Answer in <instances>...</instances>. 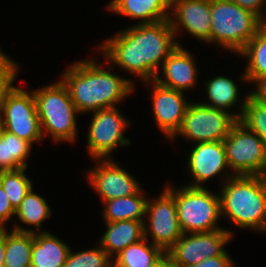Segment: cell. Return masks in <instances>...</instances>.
I'll return each mask as SVG.
<instances>
[{"label": "cell", "instance_id": "31", "mask_svg": "<svg viewBox=\"0 0 266 267\" xmlns=\"http://www.w3.org/2000/svg\"><path fill=\"white\" fill-rule=\"evenodd\" d=\"M19 63L8 56L0 47V104L7 95L16 87L17 76H19ZM15 82V83H14Z\"/></svg>", "mask_w": 266, "mask_h": 267}, {"label": "cell", "instance_id": "15", "mask_svg": "<svg viewBox=\"0 0 266 267\" xmlns=\"http://www.w3.org/2000/svg\"><path fill=\"white\" fill-rule=\"evenodd\" d=\"M143 86H149L153 117L157 127L169 141L176 135L182 126L190 99L184 96L185 92L166 88L156 81H144Z\"/></svg>", "mask_w": 266, "mask_h": 267}, {"label": "cell", "instance_id": "29", "mask_svg": "<svg viewBox=\"0 0 266 267\" xmlns=\"http://www.w3.org/2000/svg\"><path fill=\"white\" fill-rule=\"evenodd\" d=\"M247 129L256 133L264 142L266 141V104L248 97L238 120Z\"/></svg>", "mask_w": 266, "mask_h": 267}, {"label": "cell", "instance_id": "3", "mask_svg": "<svg viewBox=\"0 0 266 267\" xmlns=\"http://www.w3.org/2000/svg\"><path fill=\"white\" fill-rule=\"evenodd\" d=\"M220 186L222 218L235 229L266 233V196L260 176L234 175Z\"/></svg>", "mask_w": 266, "mask_h": 267}, {"label": "cell", "instance_id": "24", "mask_svg": "<svg viewBox=\"0 0 266 267\" xmlns=\"http://www.w3.org/2000/svg\"><path fill=\"white\" fill-rule=\"evenodd\" d=\"M244 62L247 60L244 71L238 80L243 83H253L266 76V32L262 29L254 35L246 44L245 48L238 54Z\"/></svg>", "mask_w": 266, "mask_h": 267}, {"label": "cell", "instance_id": "18", "mask_svg": "<svg viewBox=\"0 0 266 267\" xmlns=\"http://www.w3.org/2000/svg\"><path fill=\"white\" fill-rule=\"evenodd\" d=\"M203 82L204 86L201 87H204L207 101L205 99V102L199 99L197 101H201L200 103L210 107L225 110L239 120L246 101L250 96V91L245 93L244 97L242 96L240 99L239 84L229 76H223L221 74Z\"/></svg>", "mask_w": 266, "mask_h": 267}, {"label": "cell", "instance_id": "5", "mask_svg": "<svg viewBox=\"0 0 266 267\" xmlns=\"http://www.w3.org/2000/svg\"><path fill=\"white\" fill-rule=\"evenodd\" d=\"M261 30V18L231 0H211L210 46L238 55Z\"/></svg>", "mask_w": 266, "mask_h": 267}, {"label": "cell", "instance_id": "27", "mask_svg": "<svg viewBox=\"0 0 266 267\" xmlns=\"http://www.w3.org/2000/svg\"><path fill=\"white\" fill-rule=\"evenodd\" d=\"M10 230L6 228L4 267H31L34 233Z\"/></svg>", "mask_w": 266, "mask_h": 267}, {"label": "cell", "instance_id": "41", "mask_svg": "<svg viewBox=\"0 0 266 267\" xmlns=\"http://www.w3.org/2000/svg\"><path fill=\"white\" fill-rule=\"evenodd\" d=\"M113 0H111L110 2L107 3V5H104L105 8L112 2Z\"/></svg>", "mask_w": 266, "mask_h": 267}, {"label": "cell", "instance_id": "13", "mask_svg": "<svg viewBox=\"0 0 266 267\" xmlns=\"http://www.w3.org/2000/svg\"><path fill=\"white\" fill-rule=\"evenodd\" d=\"M190 147L186 168L191 181L185 185L206 187L205 183H209L210 179L221 177L220 186L234 176L227 163L223 141L194 143Z\"/></svg>", "mask_w": 266, "mask_h": 267}, {"label": "cell", "instance_id": "8", "mask_svg": "<svg viewBox=\"0 0 266 267\" xmlns=\"http://www.w3.org/2000/svg\"><path fill=\"white\" fill-rule=\"evenodd\" d=\"M192 101L187 107L181 128L171 141L175 142L179 136L190 145L224 141L238 119L225 110L204 105L200 101Z\"/></svg>", "mask_w": 266, "mask_h": 267}, {"label": "cell", "instance_id": "6", "mask_svg": "<svg viewBox=\"0 0 266 267\" xmlns=\"http://www.w3.org/2000/svg\"><path fill=\"white\" fill-rule=\"evenodd\" d=\"M164 187L175 198L177 216L183 233L224 229L218 224L222 220L218 191L214 192L208 187L188 185L174 188L166 184Z\"/></svg>", "mask_w": 266, "mask_h": 267}, {"label": "cell", "instance_id": "22", "mask_svg": "<svg viewBox=\"0 0 266 267\" xmlns=\"http://www.w3.org/2000/svg\"><path fill=\"white\" fill-rule=\"evenodd\" d=\"M70 249L69 244L51 231L34 233L31 267H64Z\"/></svg>", "mask_w": 266, "mask_h": 267}, {"label": "cell", "instance_id": "25", "mask_svg": "<svg viewBox=\"0 0 266 267\" xmlns=\"http://www.w3.org/2000/svg\"><path fill=\"white\" fill-rule=\"evenodd\" d=\"M32 149L30 142L4 131L0 137V171L28 168Z\"/></svg>", "mask_w": 266, "mask_h": 267}, {"label": "cell", "instance_id": "23", "mask_svg": "<svg viewBox=\"0 0 266 267\" xmlns=\"http://www.w3.org/2000/svg\"><path fill=\"white\" fill-rule=\"evenodd\" d=\"M146 194L145 189L142 188L137 194L103 202L104 207L101 210L103 221L135 220L144 222L146 220L147 197L150 198Z\"/></svg>", "mask_w": 266, "mask_h": 267}, {"label": "cell", "instance_id": "32", "mask_svg": "<svg viewBox=\"0 0 266 267\" xmlns=\"http://www.w3.org/2000/svg\"><path fill=\"white\" fill-rule=\"evenodd\" d=\"M13 216H15V209L10 204L6 192L0 185V228H7L11 220L15 222L16 218Z\"/></svg>", "mask_w": 266, "mask_h": 267}, {"label": "cell", "instance_id": "36", "mask_svg": "<svg viewBox=\"0 0 266 267\" xmlns=\"http://www.w3.org/2000/svg\"><path fill=\"white\" fill-rule=\"evenodd\" d=\"M152 267H178V266L174 262L173 258L167 252H164Z\"/></svg>", "mask_w": 266, "mask_h": 267}, {"label": "cell", "instance_id": "39", "mask_svg": "<svg viewBox=\"0 0 266 267\" xmlns=\"http://www.w3.org/2000/svg\"><path fill=\"white\" fill-rule=\"evenodd\" d=\"M4 131H5V125H4V120H3V113L0 107V137L2 136Z\"/></svg>", "mask_w": 266, "mask_h": 267}, {"label": "cell", "instance_id": "38", "mask_svg": "<svg viewBox=\"0 0 266 267\" xmlns=\"http://www.w3.org/2000/svg\"><path fill=\"white\" fill-rule=\"evenodd\" d=\"M261 18V29L266 32V6Z\"/></svg>", "mask_w": 266, "mask_h": 267}, {"label": "cell", "instance_id": "2", "mask_svg": "<svg viewBox=\"0 0 266 267\" xmlns=\"http://www.w3.org/2000/svg\"><path fill=\"white\" fill-rule=\"evenodd\" d=\"M94 59L74 61L60 74V80L80 114L116 107L136 88V80L115 73L116 68L110 63H103L109 65L104 68Z\"/></svg>", "mask_w": 266, "mask_h": 267}, {"label": "cell", "instance_id": "21", "mask_svg": "<svg viewBox=\"0 0 266 267\" xmlns=\"http://www.w3.org/2000/svg\"><path fill=\"white\" fill-rule=\"evenodd\" d=\"M52 215V209L48 204L47 200L37 192H34V186L25 195L20 205L15 210V217L18 218L19 223H24L27 226L22 227L21 224L14 223L11 230L17 232H47L42 229L44 221L50 219ZM29 228V229H28Z\"/></svg>", "mask_w": 266, "mask_h": 267}, {"label": "cell", "instance_id": "16", "mask_svg": "<svg viewBox=\"0 0 266 267\" xmlns=\"http://www.w3.org/2000/svg\"><path fill=\"white\" fill-rule=\"evenodd\" d=\"M169 21L176 39L186 32L210 46L211 0H171Z\"/></svg>", "mask_w": 266, "mask_h": 267}, {"label": "cell", "instance_id": "20", "mask_svg": "<svg viewBox=\"0 0 266 267\" xmlns=\"http://www.w3.org/2000/svg\"><path fill=\"white\" fill-rule=\"evenodd\" d=\"M106 230L97 244L113 259L129 245L135 244L144 238V222L122 220L104 222Z\"/></svg>", "mask_w": 266, "mask_h": 267}, {"label": "cell", "instance_id": "37", "mask_svg": "<svg viewBox=\"0 0 266 267\" xmlns=\"http://www.w3.org/2000/svg\"><path fill=\"white\" fill-rule=\"evenodd\" d=\"M6 248V228H0V267H4Z\"/></svg>", "mask_w": 266, "mask_h": 267}, {"label": "cell", "instance_id": "4", "mask_svg": "<svg viewBox=\"0 0 266 267\" xmlns=\"http://www.w3.org/2000/svg\"><path fill=\"white\" fill-rule=\"evenodd\" d=\"M43 138L46 136L59 144H75L78 140V116L67 87L59 79L33 90Z\"/></svg>", "mask_w": 266, "mask_h": 267}, {"label": "cell", "instance_id": "33", "mask_svg": "<svg viewBox=\"0 0 266 267\" xmlns=\"http://www.w3.org/2000/svg\"><path fill=\"white\" fill-rule=\"evenodd\" d=\"M235 265V260H233L229 252L226 251L220 256L205 258L199 263L187 267H237V265Z\"/></svg>", "mask_w": 266, "mask_h": 267}, {"label": "cell", "instance_id": "35", "mask_svg": "<svg viewBox=\"0 0 266 267\" xmlns=\"http://www.w3.org/2000/svg\"><path fill=\"white\" fill-rule=\"evenodd\" d=\"M250 91V95L257 101L266 104V76L258 78Z\"/></svg>", "mask_w": 266, "mask_h": 267}, {"label": "cell", "instance_id": "30", "mask_svg": "<svg viewBox=\"0 0 266 267\" xmlns=\"http://www.w3.org/2000/svg\"><path fill=\"white\" fill-rule=\"evenodd\" d=\"M64 267H113V260L98 244L84 251L70 249Z\"/></svg>", "mask_w": 266, "mask_h": 267}, {"label": "cell", "instance_id": "34", "mask_svg": "<svg viewBox=\"0 0 266 267\" xmlns=\"http://www.w3.org/2000/svg\"><path fill=\"white\" fill-rule=\"evenodd\" d=\"M231 1L238 4L240 7L244 9L256 13L260 17L262 16L266 6V0H231Z\"/></svg>", "mask_w": 266, "mask_h": 267}, {"label": "cell", "instance_id": "7", "mask_svg": "<svg viewBox=\"0 0 266 267\" xmlns=\"http://www.w3.org/2000/svg\"><path fill=\"white\" fill-rule=\"evenodd\" d=\"M118 107L90 112L92 116L86 134V151L92 160L113 159L112 155L116 149L132 143L125 136L132 122Z\"/></svg>", "mask_w": 266, "mask_h": 267}, {"label": "cell", "instance_id": "11", "mask_svg": "<svg viewBox=\"0 0 266 267\" xmlns=\"http://www.w3.org/2000/svg\"><path fill=\"white\" fill-rule=\"evenodd\" d=\"M5 131L34 143L42 142L43 135L33 91L16 86L0 104Z\"/></svg>", "mask_w": 266, "mask_h": 267}, {"label": "cell", "instance_id": "40", "mask_svg": "<svg viewBox=\"0 0 266 267\" xmlns=\"http://www.w3.org/2000/svg\"><path fill=\"white\" fill-rule=\"evenodd\" d=\"M259 176L261 178V182H262L263 189H264L265 196H266V172H264L263 174H261Z\"/></svg>", "mask_w": 266, "mask_h": 267}, {"label": "cell", "instance_id": "10", "mask_svg": "<svg viewBox=\"0 0 266 267\" xmlns=\"http://www.w3.org/2000/svg\"><path fill=\"white\" fill-rule=\"evenodd\" d=\"M144 238L167 252L183 235L174 196L163 186L158 197L148 198ZM152 239V240H151Z\"/></svg>", "mask_w": 266, "mask_h": 267}, {"label": "cell", "instance_id": "28", "mask_svg": "<svg viewBox=\"0 0 266 267\" xmlns=\"http://www.w3.org/2000/svg\"><path fill=\"white\" fill-rule=\"evenodd\" d=\"M27 168L0 171V185L6 192L10 204L16 210L28 191L34 186L25 171Z\"/></svg>", "mask_w": 266, "mask_h": 267}, {"label": "cell", "instance_id": "19", "mask_svg": "<svg viewBox=\"0 0 266 267\" xmlns=\"http://www.w3.org/2000/svg\"><path fill=\"white\" fill-rule=\"evenodd\" d=\"M170 5L171 0H113L106 10L137 20L136 24H152L169 20Z\"/></svg>", "mask_w": 266, "mask_h": 267}, {"label": "cell", "instance_id": "12", "mask_svg": "<svg viewBox=\"0 0 266 267\" xmlns=\"http://www.w3.org/2000/svg\"><path fill=\"white\" fill-rule=\"evenodd\" d=\"M235 232L229 228L211 232L183 233L167 251L178 267H187L205 258L224 254L226 245L233 239Z\"/></svg>", "mask_w": 266, "mask_h": 267}, {"label": "cell", "instance_id": "14", "mask_svg": "<svg viewBox=\"0 0 266 267\" xmlns=\"http://www.w3.org/2000/svg\"><path fill=\"white\" fill-rule=\"evenodd\" d=\"M116 159H94L97 163L88 169L86 181L98 195L101 203L120 197L137 194L143 187L127 168H122Z\"/></svg>", "mask_w": 266, "mask_h": 267}, {"label": "cell", "instance_id": "1", "mask_svg": "<svg viewBox=\"0 0 266 267\" xmlns=\"http://www.w3.org/2000/svg\"><path fill=\"white\" fill-rule=\"evenodd\" d=\"M178 45L182 46L170 21L164 20L131 25L106 37L96 47L104 62L144 82L155 79L163 62Z\"/></svg>", "mask_w": 266, "mask_h": 267}, {"label": "cell", "instance_id": "26", "mask_svg": "<svg viewBox=\"0 0 266 267\" xmlns=\"http://www.w3.org/2000/svg\"><path fill=\"white\" fill-rule=\"evenodd\" d=\"M164 251L146 238L129 245L116 255L113 267H152Z\"/></svg>", "mask_w": 266, "mask_h": 267}, {"label": "cell", "instance_id": "17", "mask_svg": "<svg viewBox=\"0 0 266 267\" xmlns=\"http://www.w3.org/2000/svg\"><path fill=\"white\" fill-rule=\"evenodd\" d=\"M195 58L190 50L178 45L163 62L154 81L166 88L185 93L195 90L197 83H200L198 82L200 67L197 66Z\"/></svg>", "mask_w": 266, "mask_h": 267}, {"label": "cell", "instance_id": "9", "mask_svg": "<svg viewBox=\"0 0 266 267\" xmlns=\"http://www.w3.org/2000/svg\"><path fill=\"white\" fill-rule=\"evenodd\" d=\"M227 163L234 175H261L266 172L265 142L239 121L223 141Z\"/></svg>", "mask_w": 266, "mask_h": 267}]
</instances>
